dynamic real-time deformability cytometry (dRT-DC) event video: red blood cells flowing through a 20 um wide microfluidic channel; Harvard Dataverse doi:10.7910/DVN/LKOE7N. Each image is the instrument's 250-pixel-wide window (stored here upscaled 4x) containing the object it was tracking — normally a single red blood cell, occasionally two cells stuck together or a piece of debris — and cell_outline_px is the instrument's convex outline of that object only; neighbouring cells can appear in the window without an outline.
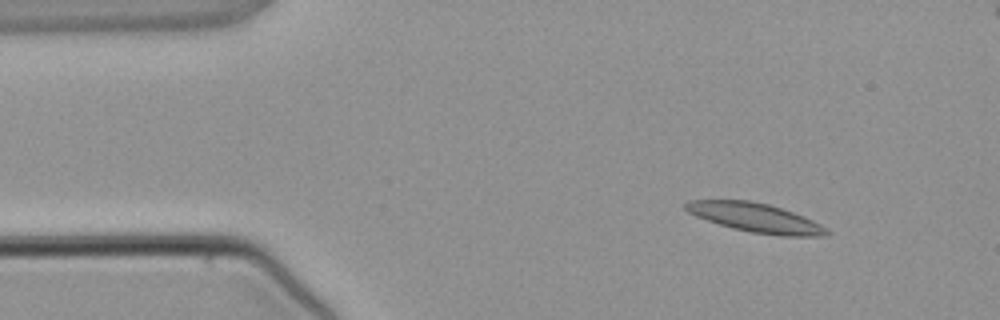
{"species": "common noctule bat (a hibernating species)", "species_latin": "Nyctalus noctula", "temperature_condition": "warm", "stored_images_in_passage": 5, "camera_frame_rate_fps": 3000, "um_per_image_px": 0.085, "animal": {"sex": "male", "body_mass_g": 21.5, "forearm_length_mm": 52.0}, "frame": {"image": 1, "passage_image": 2, "time_ms": 1.333, "image_size_px": [1000, 320], "cell_outline_px": [[832, 232], [824, 236], [780, 236], [752, 232], [732, 228], [696, 216], [688, 212], [684, 208], [684, 204], [688, 200], [748, 200], [768, 204], [804, 216], [828, 228]], "centroid_in_image_um": [64.24, 18.51], "position_along_channel_um": 20.8, "area_um2": 23.81}}